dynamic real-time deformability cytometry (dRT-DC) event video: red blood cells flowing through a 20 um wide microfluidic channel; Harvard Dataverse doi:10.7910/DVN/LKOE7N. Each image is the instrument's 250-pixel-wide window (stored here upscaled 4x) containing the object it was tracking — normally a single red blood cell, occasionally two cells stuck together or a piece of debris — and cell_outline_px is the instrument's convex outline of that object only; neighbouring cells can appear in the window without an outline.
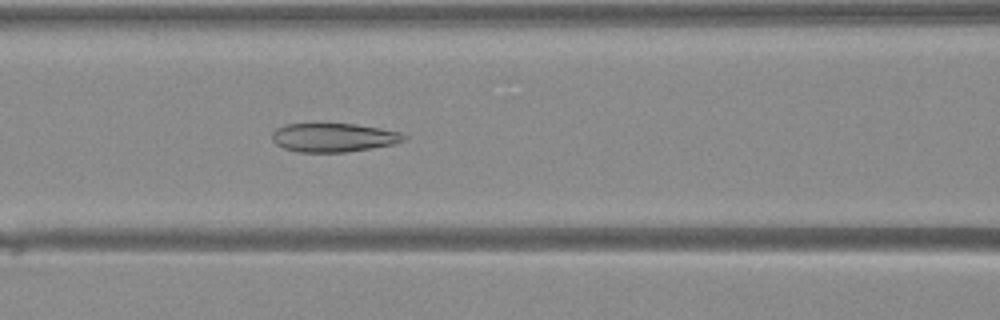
{"species": "Egyptian fruit bat (a non-hibernating species)", "species_latin": "Rousettus aegyptiacus", "temperature_condition": "warm", "stored_images_in_passage": 32, "camera_frame_rate_fps": 3000, "um_per_image_px": 0.085, "animal": {"sex": "female"}, "frame": {"image": 1, "passage_image": 8, "time_ms": 2.333, "image_size_px": [1000, 320], "cell_outline_px": [[408, 136], [404, 140], [392, 144], [348, 152], [296, 152], [284, 148], [276, 144], [272, 140], [272, 132], [276, 128], [284, 124], [356, 124], [400, 132]], "centroid_in_image_um": [28.31, 11.69], "position_along_channel_um": 138.3, "area_um2": 22.02}}
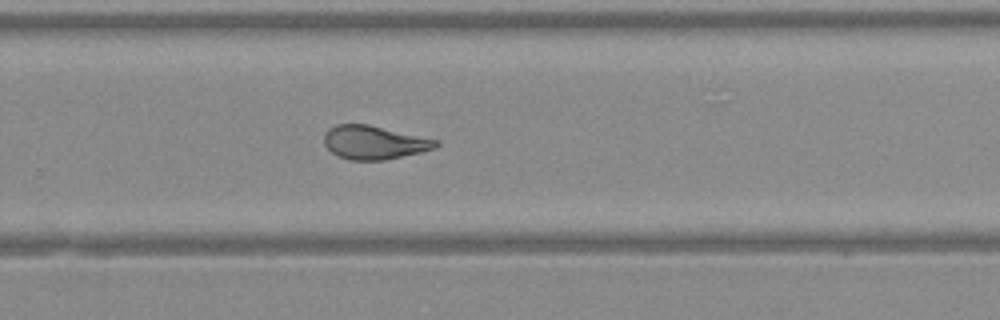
{"frame": {"image": 2, "passage_image": 18, "time_ms": 5.667, "image_size_px": [1000, 320], "cell_outline_px": [[440, 144], [436, 148], [420, 152], [384, 160], [348, 160], [336, 156], [324, 144], [324, 132], [328, 128], [336, 124], [368, 124], [440, 140]], "centroid_in_image_um": [31.79, 12.1], "position_along_channel_um": 298.0, "area_um2": 22.08}}
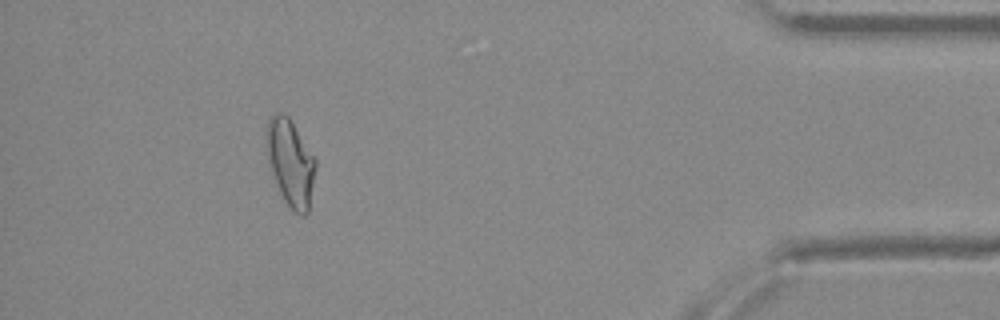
{"frame": {"image": 3, "passage_image": 28, "time_ms": 9.0, "image_size_px": [1000, 320], "cell_outline_px": [[316, 168], [308, 212], [304, 216], [300, 216], [284, 200], [280, 192], [268, 160], [264, 136], [268, 120], [276, 112], [280, 112], [288, 116], [316, 160]], "centroid_in_image_um": [24.68, 13.8], "position_along_channel_um": 410.5, "area_um2": 24.51}}